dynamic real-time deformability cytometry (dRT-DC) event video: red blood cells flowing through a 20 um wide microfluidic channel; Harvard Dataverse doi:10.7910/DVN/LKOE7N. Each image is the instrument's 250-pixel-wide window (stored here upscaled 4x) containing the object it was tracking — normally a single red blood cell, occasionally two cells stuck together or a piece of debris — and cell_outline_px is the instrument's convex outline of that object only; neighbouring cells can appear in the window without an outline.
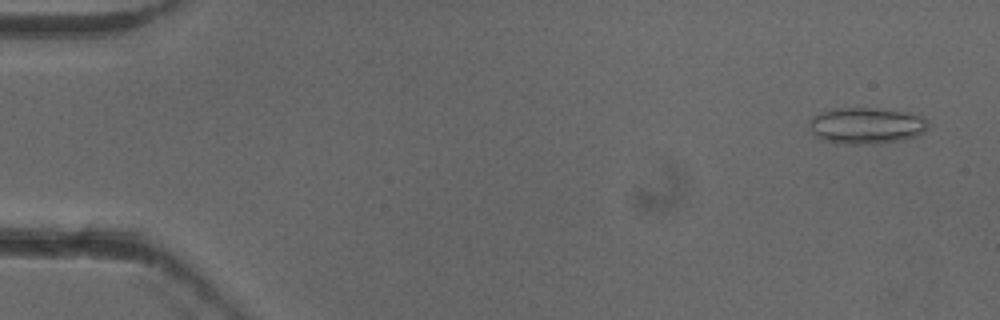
{"species": "common noctule bat (a hibernating species)", "species_latin": "Nyctalus noctula", "temperature_condition": "cold", "stored_images_in_passage": 52, "camera_frame_rate_fps": 3000, "um_per_image_px": 0.085, "animal": {"sex": "female"}, "frame": {"image": 1, "passage_image": 3, "time_ms": 0.667, "image_size_px": [1000, 320], "cell_outline_px": [[928, 128], [924, 132], [916, 136], [904, 140], [880, 144], [844, 144], [824, 140], [816, 136], [812, 132], [808, 124], [808, 120], [812, 116], [832, 108], [876, 108], [912, 112], [924, 116], [928, 120]], "centroid_in_image_um": [73.68, 10.67], "position_along_channel_um": 11.3, "area_um2": 25.78}}
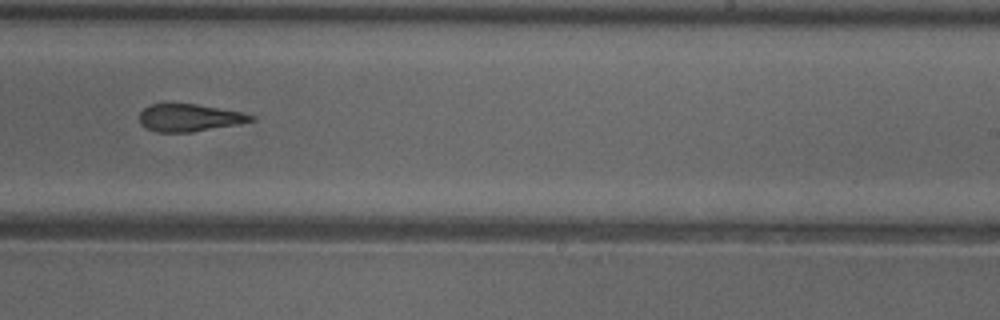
{"frame": {"image": 2, "passage_image": 33, "time_ms": 10.667, "image_size_px": [1000, 320], "cell_outline_px": [[256, 120], [236, 124], [192, 132], [156, 132], [144, 128], [140, 124], [140, 112], [144, 108], [152, 104], [196, 104], [240, 112], [256, 116]], "centroid_in_image_um": [16.07, 10.01], "position_along_channel_um": 272.9, "area_um2": 17.69}}
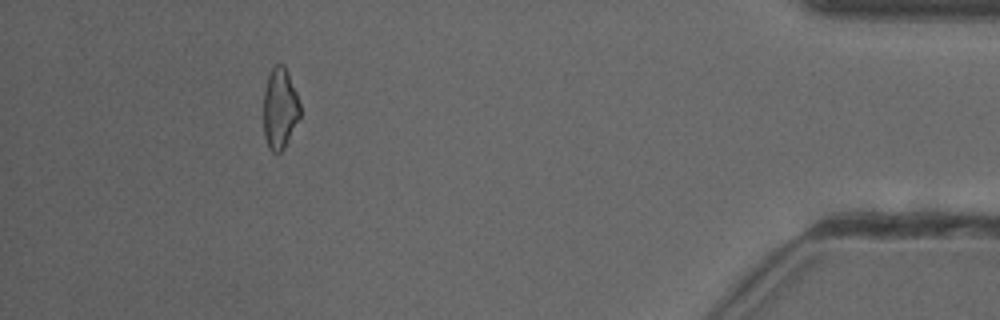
{"frame": {"image": 3, "passage_image": 48, "time_ms": 15.667, "image_size_px": [1000, 320], "cell_outline_px": [[300, 116], [284, 148], [276, 156], [268, 148], [264, 136], [264, 92], [268, 76], [272, 68], [276, 64], [284, 64], [288, 72], [296, 92], [300, 104]], "centroid_in_image_um": [23.78, 9.24], "position_along_channel_um": 411.4, "area_um2": 17.28}, "authors_computed_cell_mechanics": {"area_um2": 19.3052, "velocity_mm_per_s": 3.9577, "shape_relaxation_time_tau1_ms": null, "shape_relaxation_time_tau2_ms": 3.8618, "deformation_change_tau1": null, "deformation_change_tau2": 0.1418}}